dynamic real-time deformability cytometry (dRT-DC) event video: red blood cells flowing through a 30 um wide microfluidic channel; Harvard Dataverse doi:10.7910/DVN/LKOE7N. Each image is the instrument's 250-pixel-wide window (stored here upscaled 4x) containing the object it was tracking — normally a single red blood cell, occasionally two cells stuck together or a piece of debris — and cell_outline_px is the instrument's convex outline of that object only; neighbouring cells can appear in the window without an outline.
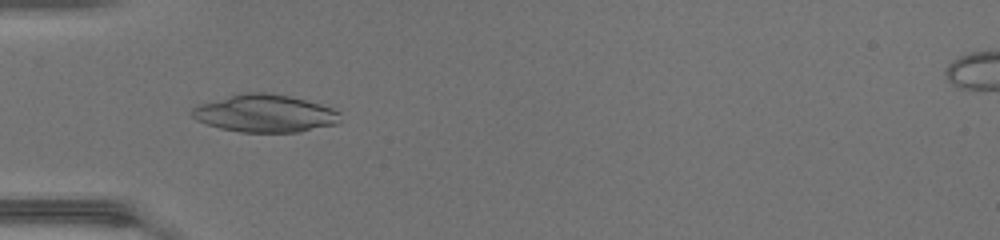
{"species": "common noctule bat (a hibernating species)", "species_latin": "Nyctalus noctula", "temperature_condition": "warm", "stored_images_in_passage": 34, "camera_frame_rate_fps": 3000, "um_per_image_px": 0.085, "animal": {"sex": "female", "body_mass_g": 17.0, "forearm_length_mm": 48.0}, "frame": {"image": 1, "passage_image": 2, "time_ms": 0.333, "image_size_px": [1000, 240], "cell_outline_px": [[340, 120], [336, 124], [300, 132], [240, 132], [220, 128], [196, 120], [192, 116], [192, 108], [200, 104], [244, 92], [264, 92], [288, 96], [320, 104], [332, 108], [340, 112]], "centroid_in_image_um": [22.53, 9.65], "position_along_channel_um": 62.5, "area_um2": 32.19}}
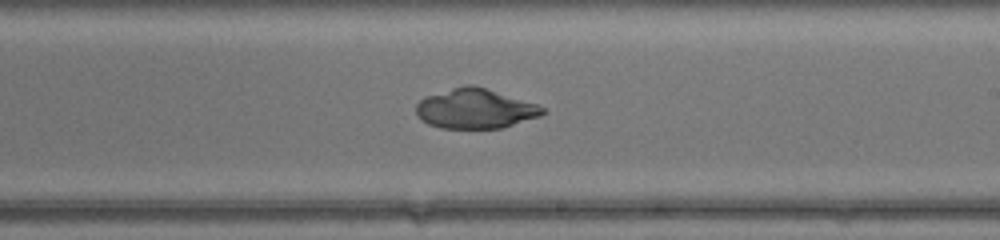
{"frame": {"image": 2, "passage_image": 15, "time_ms": 4.667, "image_size_px": [1000, 240], "cell_outline_px": [[548, 112], [540, 116], [500, 128], [440, 128], [428, 124], [420, 120], [416, 112], [416, 104], [420, 100], [428, 96], [464, 84], [472, 84], [536, 104], [544, 108]], "centroid_in_image_um": [40.37, 9.24], "position_along_channel_um": 248.6, "area_um2": 29.02}}
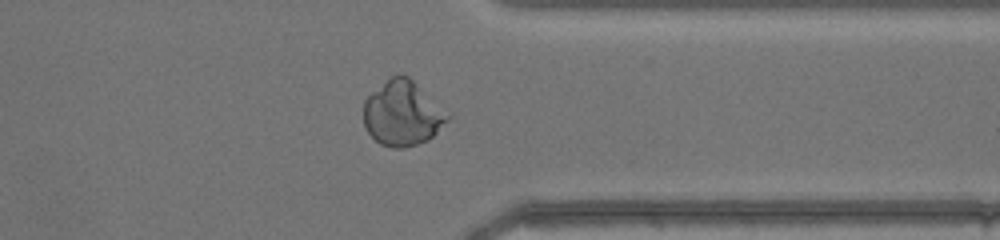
{"frame": {"image": 3, "passage_image": 24, "time_ms": 7.667, "image_size_px": [1000, 240], "cell_outline_px": [[448, 120], [428, 140], [404, 148], [392, 148], [380, 144], [364, 128], [364, 100], [372, 92], [392, 76], [400, 72], [408, 76], [448, 116]], "centroid_in_image_um": [34.14, 9.66], "position_along_channel_um": 377.3, "area_um2": 30.98}}